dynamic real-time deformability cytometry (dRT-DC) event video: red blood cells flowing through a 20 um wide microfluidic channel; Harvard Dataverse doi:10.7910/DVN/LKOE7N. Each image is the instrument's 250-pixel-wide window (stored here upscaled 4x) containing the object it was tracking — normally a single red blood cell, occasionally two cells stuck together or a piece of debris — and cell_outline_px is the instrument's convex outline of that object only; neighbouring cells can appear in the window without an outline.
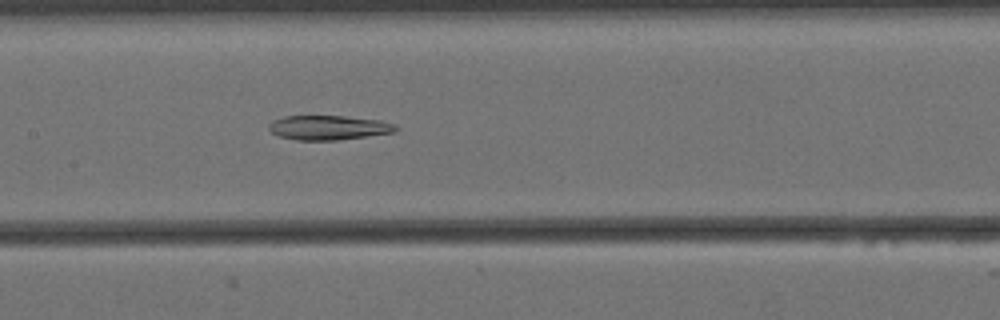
{"species": "Egyptian fruit bat (a non-hibernating species)", "species_latin": "Rousettus aegyptiacus", "temperature_condition": "cold", "stored_images_in_passage": 57, "camera_frame_rate_fps": 3000, "um_per_image_px": 0.085, "animal": {"sex": "female"}, "frame": {"image": 1, "passage_image": 26, "time_ms": 8.333, "image_size_px": [1000, 320], "cell_outline_px": [[396, 132], [336, 140], [296, 140], [280, 136], [272, 132], [268, 128], [268, 124], [272, 120], [284, 116], [344, 116], [380, 120], [396, 124]], "centroid_in_image_um": [27.91, 10.84], "position_along_channel_um": 179.5, "area_um2": 18.03}}
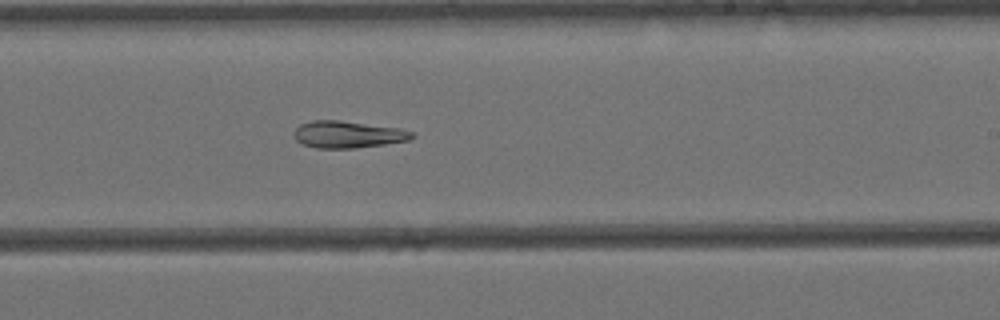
{"frame": {"image": 2, "passage_image": 33, "time_ms": 10.667, "image_size_px": [1000, 320], "cell_outline_px": [[416, 136], [412, 140], [356, 148], [316, 148], [304, 144], [296, 140], [292, 136], [292, 132], [300, 124], [312, 120], [336, 120], [400, 128], [412, 132]], "centroid_in_image_um": [29.56, 11.43], "position_along_channel_um": 259.4, "area_um2": 18.61}}
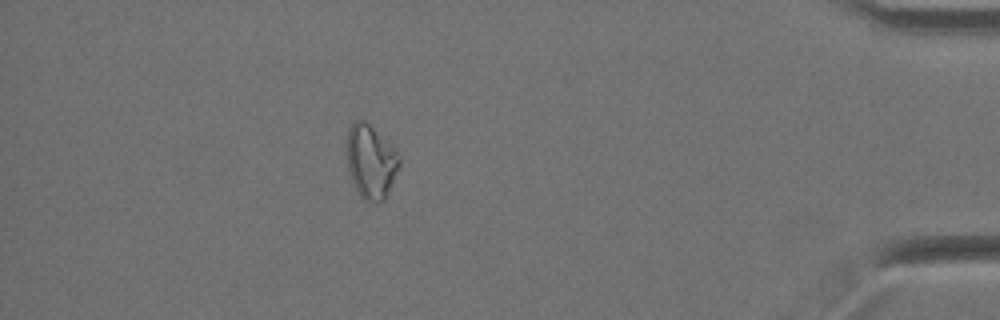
{"frame": {"image": 3, "passage_image": 50, "time_ms": 16.333, "image_size_px": [1000, 320], "cell_outline_px": [[400, 164], [384, 200], [364, 200], [360, 196], [348, 172], [348, 128], [356, 120], [364, 120], [392, 144], [396, 148], [400, 156]], "centroid_in_image_um": [31.54, 13.7], "position_along_channel_um": 403.7, "area_um2": 22.2}}